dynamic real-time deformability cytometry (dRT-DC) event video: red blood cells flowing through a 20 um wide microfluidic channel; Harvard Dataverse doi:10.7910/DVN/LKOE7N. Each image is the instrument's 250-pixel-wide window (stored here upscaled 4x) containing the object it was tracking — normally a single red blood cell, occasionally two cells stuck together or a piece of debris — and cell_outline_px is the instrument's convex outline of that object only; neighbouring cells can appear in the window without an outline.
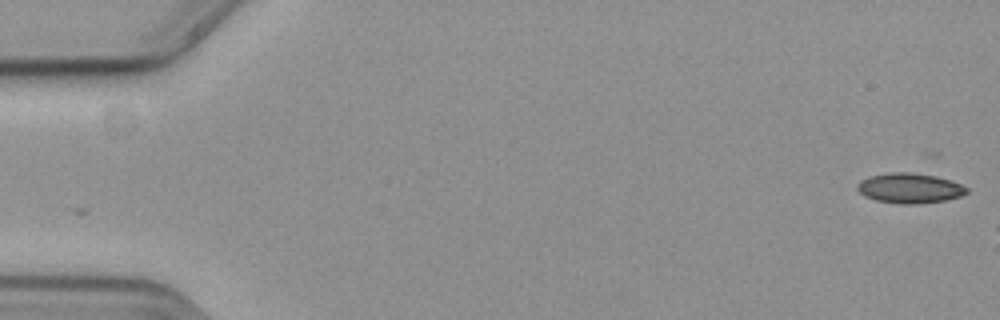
{"species": "common noctule bat (a hibernating species)", "species_latin": "Nyctalus noctula", "temperature_condition": "cold", "stored_images_in_passage": 7, "camera_frame_rate_fps": 3000, "um_per_image_px": 0.085, "animal": {"sex": "female", "body_mass_g": 19.3, "forearm_length_mm": 54.1}, "frame": {"image": 1, "passage_image": 1, "time_ms": 0.0, "image_size_px": [1000, 320], "cell_outline_px": [[968, 192], [960, 196], [944, 200], [916, 204], [900, 204], [876, 200], [864, 196], [856, 188], [860, 180], [868, 176], [888, 172], [908, 172], [936, 176], [960, 184], [968, 188]], "centroid_in_image_um": [77.28, 15.99], "position_along_channel_um": 7.7, "area_um2": 19.07}}